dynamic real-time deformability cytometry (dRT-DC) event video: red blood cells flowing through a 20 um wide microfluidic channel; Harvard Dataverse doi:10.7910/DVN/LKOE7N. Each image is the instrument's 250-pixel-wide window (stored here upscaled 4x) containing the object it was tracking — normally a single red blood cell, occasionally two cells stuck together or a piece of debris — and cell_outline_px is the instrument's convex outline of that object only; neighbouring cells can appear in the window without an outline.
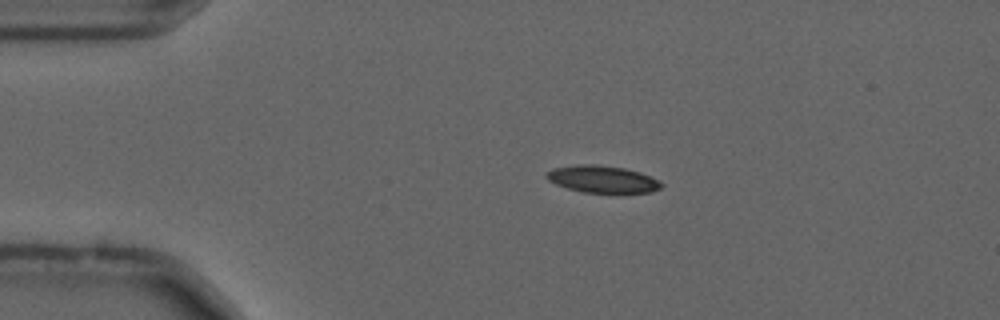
{"species": "common noctule bat (a hibernating species)", "species_latin": "Nyctalus noctula", "temperature_condition": "cold", "stored_images_in_passage": 56, "camera_frame_rate_fps": 3000, "um_per_image_px": 0.085, "animal": {"sex": "male", "forearm_length_mm": 52.5}, "frame": {"image": 1, "passage_image": 12, "time_ms": 3.667, "image_size_px": [1000, 320], "cell_outline_px": [[664, 184], [660, 188], [652, 192], [584, 192], [568, 188], [556, 184], [548, 180], [548, 172], [552, 168], [576, 164], [596, 164], [624, 168], [640, 172]], "centroid_in_image_um": [51.2, 15.22], "position_along_channel_um": 33.8, "area_um2": 17.8}}
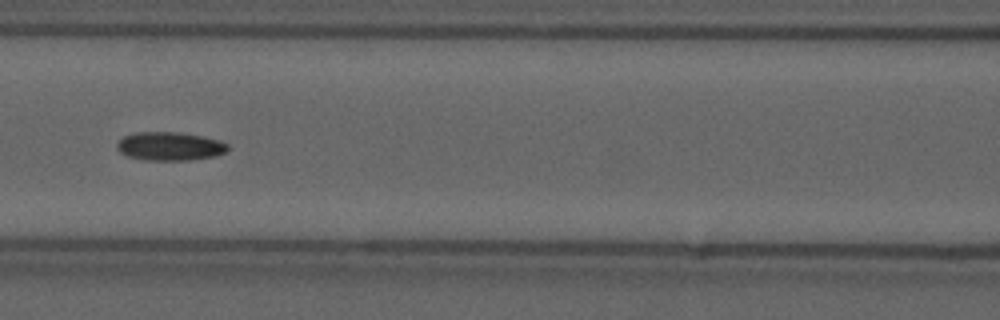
{"frame": {"image": 2, "passage_image": 25, "time_ms": 8.0, "image_size_px": [1000, 320], "cell_outline_px": [[228, 148], [224, 152], [216, 156], [188, 160], [148, 160], [128, 156], [120, 152], [116, 148], [116, 144], [124, 136], [136, 132], [176, 132], [200, 136], [216, 140], [228, 144]], "centroid_in_image_um": [14.4, 12.43], "position_along_channel_um": 152.2, "area_um2": 18.15}}
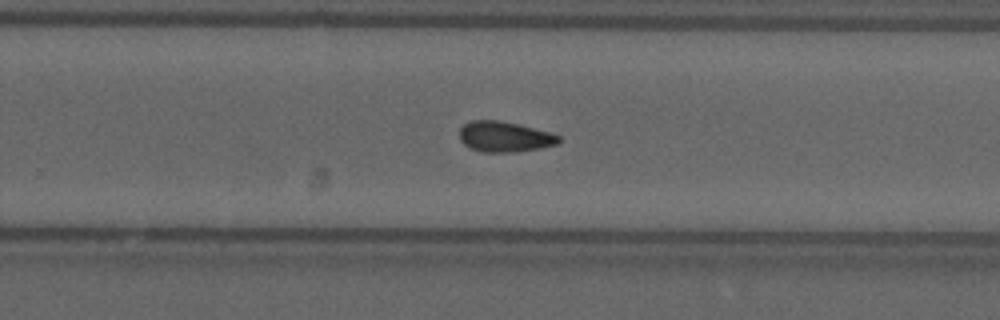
{"frame": {"image": 3, "passage_image": 36, "time_ms": 11.667, "image_size_px": [1000, 320], "cell_outline_px": [[560, 140], [556, 144], [540, 148], [512, 152], [484, 152], [472, 148], [464, 144], [460, 140], [460, 128], [464, 124], [472, 120], [500, 120], [520, 124], [552, 132], [560, 136]], "centroid_in_image_um": [42.9, 11.6], "position_along_channel_um": 286.9, "area_um2": 17.69}, "authors_computed_cell_mechanics": {"area_um2": 17.5712, "velocity_mm_per_s": 3.6989, "shape_relaxation_time_tau1_ms": null, "shape_relaxation_time_tau2_ms": 5.1297, "deformation_change_tau1": null, "deformation_change_tau2": 0.1192}}